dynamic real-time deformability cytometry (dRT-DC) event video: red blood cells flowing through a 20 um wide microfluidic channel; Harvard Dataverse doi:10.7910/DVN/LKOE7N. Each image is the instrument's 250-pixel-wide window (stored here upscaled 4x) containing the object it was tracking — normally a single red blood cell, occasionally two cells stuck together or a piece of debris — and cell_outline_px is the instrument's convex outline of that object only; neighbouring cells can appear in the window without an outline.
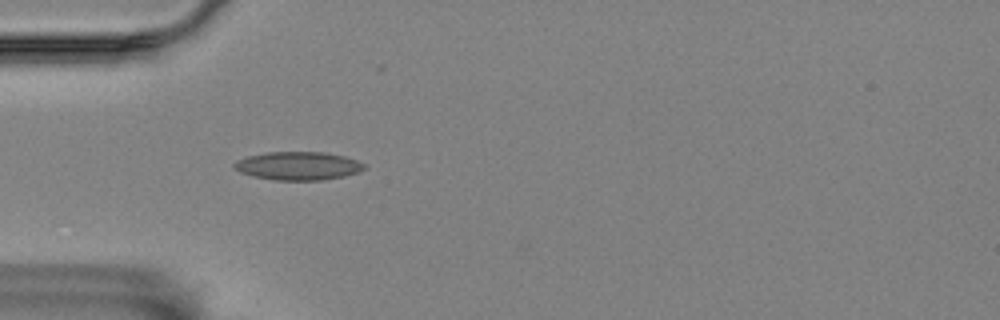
{"species": "Egyptian fruit bat (a non-hibernating species)", "species_latin": "Rousettus aegyptiacus", "temperature_condition": "room temperature", "stored_images_in_passage": 2, "camera_frame_rate_fps": 3000, "um_per_image_px": 0.085, "animal": {"sex": "female"}, "frame": {"image": 1, "passage_image": 1, "time_ms": 0.0, "image_size_px": [1000, 320], "cell_outline_px": [[364, 168], [356, 172], [344, 176], [320, 180], [276, 180], [252, 176], [240, 172], [232, 168], [232, 164], [236, 160], [248, 156], [268, 152], [324, 152], [344, 156], [356, 160], [364, 164]], "centroid_in_image_um": [25.27, 14.09], "position_along_channel_um": 59.7, "area_um2": 21.33}}
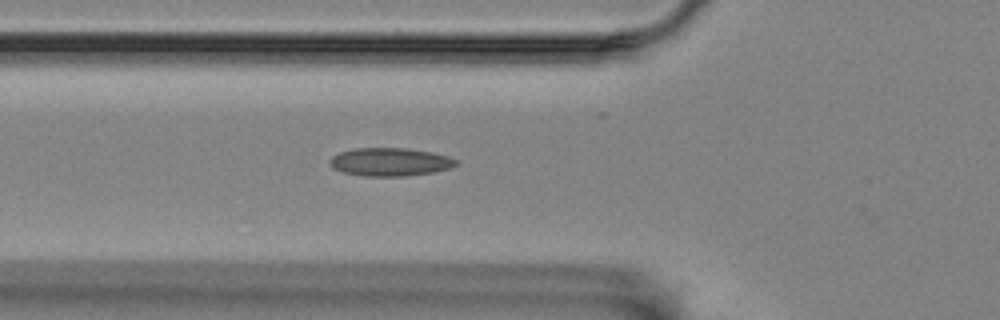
{"frame": {"image": 2, "passage_image": 2, "time_ms": 0.333, "image_size_px": [1000, 320], "cell_outline_px": [[460, 164], [448, 168], [432, 172], [404, 176], [364, 176], [344, 172], [332, 168], [328, 160], [332, 156], [340, 152], [356, 148], [408, 148], [432, 152], [448, 156], [460, 160]], "centroid_in_image_um": [33.17, 13.76], "position_along_channel_um": 92.6, "area_um2": 20.81}}